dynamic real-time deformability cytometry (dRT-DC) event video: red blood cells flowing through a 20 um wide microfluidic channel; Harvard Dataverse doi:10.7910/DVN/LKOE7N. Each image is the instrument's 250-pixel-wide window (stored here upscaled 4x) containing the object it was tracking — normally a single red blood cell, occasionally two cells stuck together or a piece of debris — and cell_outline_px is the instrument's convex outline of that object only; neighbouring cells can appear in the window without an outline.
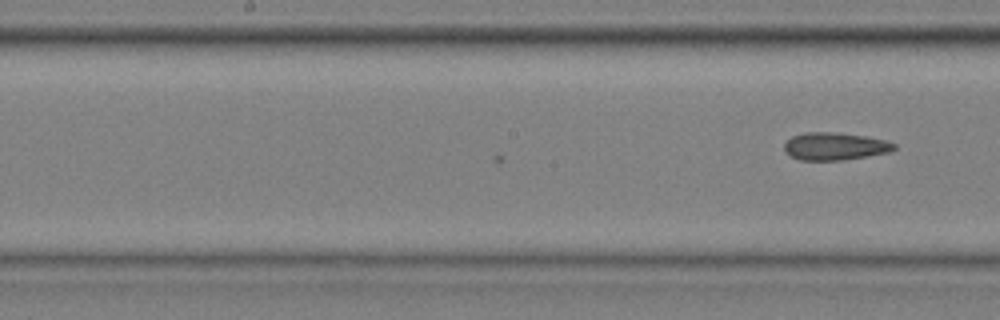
{"species": "common noctule bat (a hibernating species)", "species_latin": "Nyctalus noctula", "temperature_condition": "cold", "stored_images_in_passage": 13, "camera_frame_rate_fps": 3000, "um_per_image_px": 0.085, "animal": {"sex": "male", "body_mass_g": 20.4}, "frame": {"image": 1, "passage_image": 13, "time_ms": 4.0, "image_size_px": [1000, 320], "cell_outline_px": [[896, 148], [888, 152], [868, 156], [844, 160], [800, 160], [784, 152], [784, 144], [792, 136], [804, 132], [836, 132], [864, 136], [888, 140], [896, 144]], "centroid_in_image_um": [70.97, 12.43], "position_along_channel_um": 177.2, "area_um2": 17.74}}